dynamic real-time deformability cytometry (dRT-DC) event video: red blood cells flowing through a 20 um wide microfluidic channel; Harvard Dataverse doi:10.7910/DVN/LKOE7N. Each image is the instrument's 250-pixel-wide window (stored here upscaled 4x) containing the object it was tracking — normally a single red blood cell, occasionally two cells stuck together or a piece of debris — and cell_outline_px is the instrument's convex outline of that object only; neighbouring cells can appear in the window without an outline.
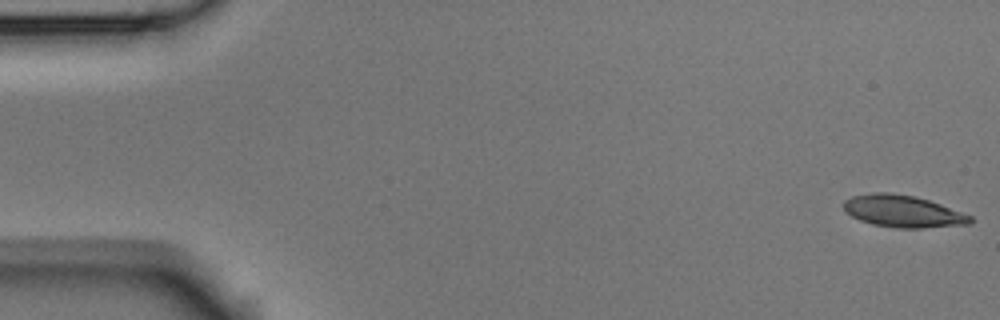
{"species": "Egyptian fruit bat (a non-hibernating species)", "species_latin": "Rousettus aegyptiacus", "temperature_condition": "room temperature", "stored_images_in_passage": 53, "camera_frame_rate_fps": 3000, "um_per_image_px": 0.085, "animal": {"sex": "male"}, "frame": {"image": 1, "passage_image": 1, "time_ms": 0.0, "image_size_px": [1000, 320], "cell_outline_px": [[972, 220], [968, 224], [920, 228], [900, 228], [872, 224], [860, 220], [852, 216], [844, 208], [844, 200], [852, 196], [872, 192], [892, 192], [916, 196], [940, 204], [972, 216]], "centroid_in_image_um": [76.73, 17.94], "position_along_channel_um": 8.3, "area_um2": 23.47}}
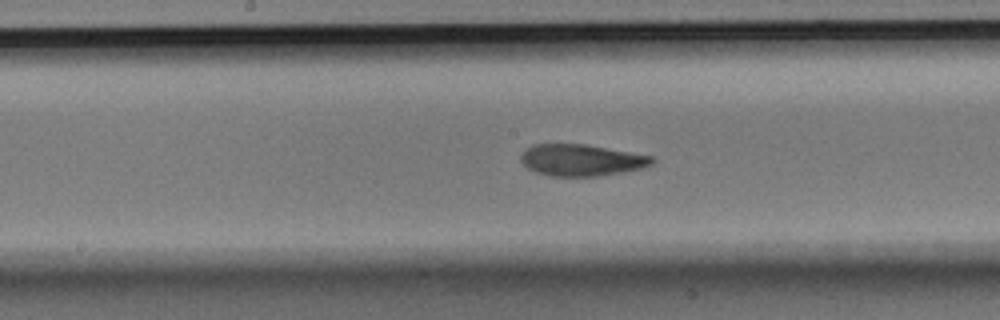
{"frame": {"image": 2, "passage_image": 27, "time_ms": 8.667, "image_size_px": [1000, 320], "cell_outline_px": [[656, 160], [652, 164], [640, 168], [620, 172], [596, 176], [552, 176], [536, 172], [528, 168], [520, 160], [520, 156], [524, 148], [532, 144], [584, 144], [652, 156]], "centroid_in_image_um": [49.36, 13.6], "position_along_channel_um": 198.8, "area_um2": 23.99}}
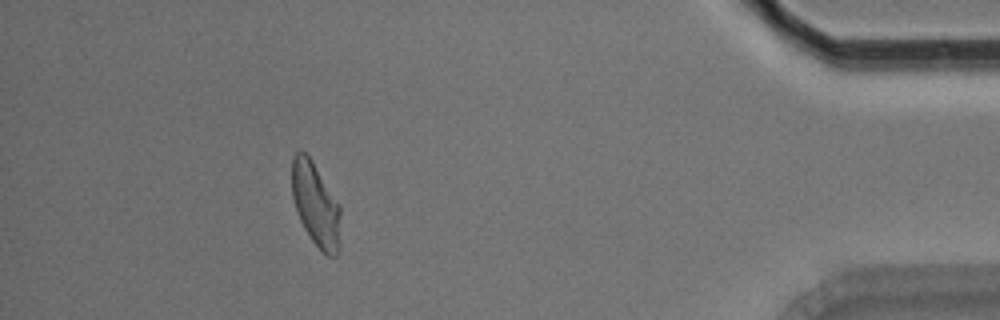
{"frame": {"image": 3, "passage_image": 48, "time_ms": 15.667, "image_size_px": [1000, 320], "cell_outline_px": [[340, 216], [336, 256], [328, 256], [312, 240], [304, 228], [300, 220], [292, 196], [292, 156], [296, 152], [304, 152], [312, 160], [340, 204]], "centroid_in_image_um": [26.81, 17.32], "position_along_channel_um": 408.4, "area_um2": 23.24}, "authors_computed_cell_mechanics": {"area_um2": 24.0448, "velocity_mm_per_s": 3.7571, "shape_relaxation_time_tau1_ms": 6.0137, "shape_relaxation_time_tau2_ms": 2.5585, "deformation_change_tau1": 0.1991, "deformation_change_tau2": 0.0749}}